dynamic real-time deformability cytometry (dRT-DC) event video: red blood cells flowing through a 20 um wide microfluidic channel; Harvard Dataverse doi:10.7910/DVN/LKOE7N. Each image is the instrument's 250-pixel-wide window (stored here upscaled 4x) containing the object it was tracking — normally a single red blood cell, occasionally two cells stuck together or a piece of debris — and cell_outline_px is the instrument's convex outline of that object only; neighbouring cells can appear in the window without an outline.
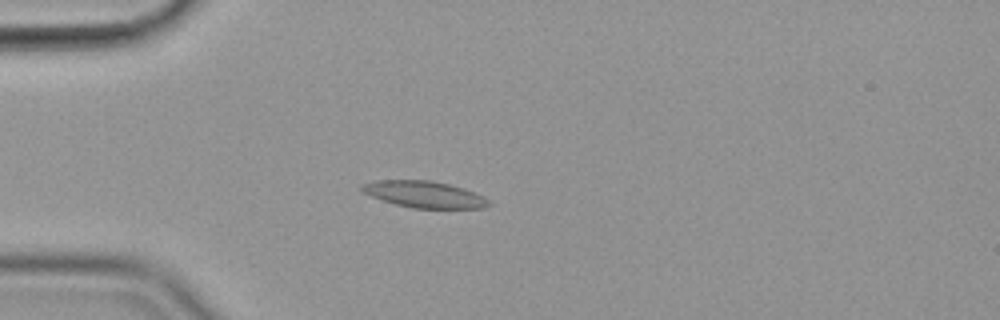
{"species": "common noctule bat (a hibernating species)", "species_latin": "Nyctalus noctula", "temperature_condition": "cold", "stored_images_in_passage": 56, "camera_frame_rate_fps": 3000, "um_per_image_px": 0.085, "animal": {"sex": "female", "body_mass_g": 19.9}, "frame": {"image": 1, "passage_image": 15, "time_ms": 4.667, "image_size_px": [1000, 320], "cell_outline_px": [[492, 204], [484, 208], [412, 208], [396, 204], [360, 192], [360, 184], [376, 180], [428, 180], [448, 184], [464, 188], [484, 196]], "centroid_in_image_um": [36.05, 16.52], "position_along_channel_um": 48.9, "area_um2": 19.65}}
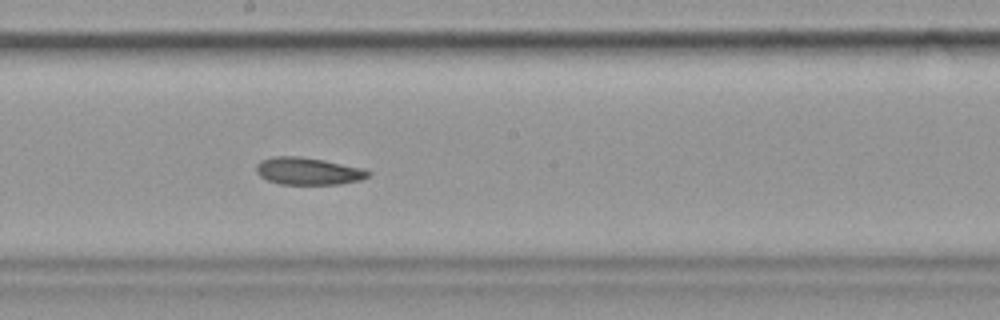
{"frame": {"image": 2, "passage_image": 31, "time_ms": 10.0, "image_size_px": [1000, 320], "cell_outline_px": [[372, 176], [360, 180], [340, 184], [280, 184], [268, 180], [260, 176], [256, 172], [256, 164], [260, 160], [272, 156], [300, 156], [324, 160], [364, 168], [372, 172]], "centroid_in_image_um": [26.21, 14.54], "position_along_channel_um": 222.0, "area_um2": 18.03}}
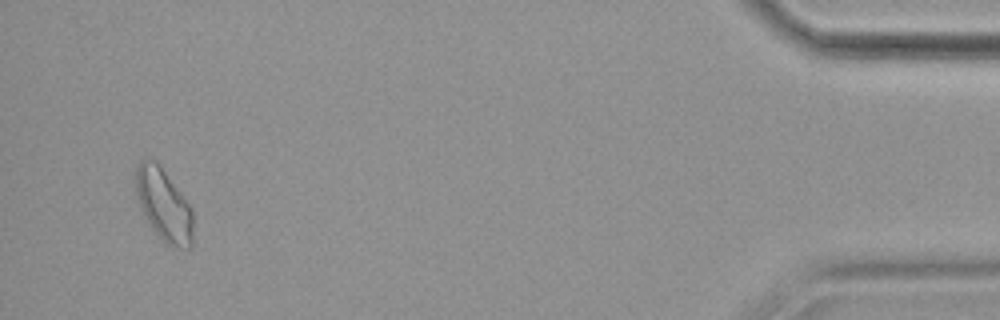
{"frame": {"image": 3, "passage_image": 54, "time_ms": 17.667, "image_size_px": [1000, 320], "cell_outline_px": [[192, 248], [180, 248], [164, 244], [152, 232], [140, 208], [136, 196], [136, 168], [140, 160], [144, 156], [156, 160], [160, 164], [188, 204], [192, 212]], "centroid_in_image_um": [13.88, 17.43], "position_along_channel_um": 421.3, "area_um2": 24.57}, "authors_computed_cell_mechanics": {"area_um2": 19.5942, "velocity_mm_per_s": 3.5526, "shape_relaxation_time_tau1_ms": null, "shape_relaxation_time_tau2_ms": 5.7842, "deformation_change_tau1": null, "deformation_change_tau2": 0.1272}}